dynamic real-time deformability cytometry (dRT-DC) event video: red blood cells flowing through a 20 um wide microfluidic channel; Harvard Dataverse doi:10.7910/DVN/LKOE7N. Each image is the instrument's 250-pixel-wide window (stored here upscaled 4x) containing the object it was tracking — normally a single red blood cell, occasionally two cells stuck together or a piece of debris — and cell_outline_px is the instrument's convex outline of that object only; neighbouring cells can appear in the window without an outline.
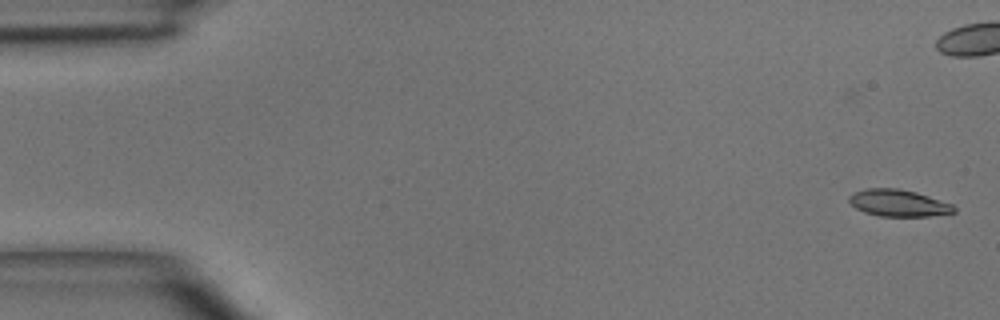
{"species": "common noctule bat (a hibernating species)", "species_latin": "Nyctalus noctula", "temperature_condition": "room temperature", "stored_images_in_passage": 4, "camera_frame_rate_fps": 3000, "um_per_image_px": 0.085, "animal": {"sex": "male", "body_mass_g": 15.6}, "frame": {"image": 1, "passage_image": 2, "time_ms": 1.333, "image_size_px": [1000, 320], "cell_outline_px": [[956, 212], [928, 216], [880, 216], [864, 212], [856, 208], [848, 200], [848, 196], [852, 192], [864, 188], [896, 188], [916, 192], [952, 204], [956, 208]], "centroid_in_image_um": [76.33, 17.25], "position_along_channel_um": 8.7, "area_um2": 16.42}}